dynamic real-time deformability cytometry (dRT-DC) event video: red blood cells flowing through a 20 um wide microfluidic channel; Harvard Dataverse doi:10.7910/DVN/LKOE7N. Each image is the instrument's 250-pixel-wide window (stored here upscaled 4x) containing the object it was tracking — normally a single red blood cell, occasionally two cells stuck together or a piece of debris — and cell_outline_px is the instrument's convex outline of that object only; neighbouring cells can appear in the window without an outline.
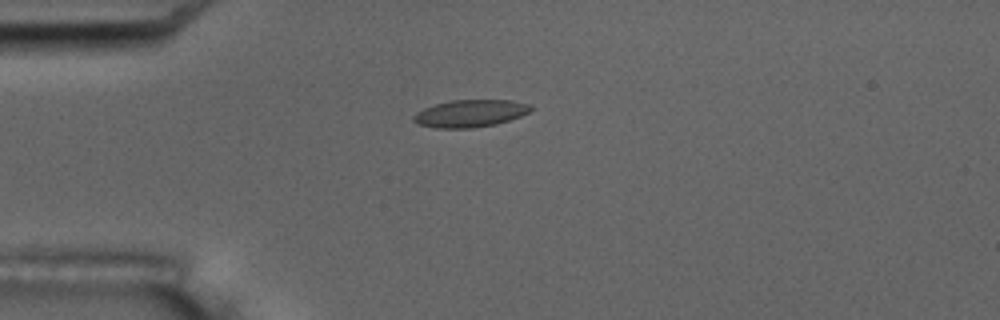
{"species": "common noctule bat (a hibernating species)", "species_latin": "Nyctalus noctula", "temperature_condition": "room temperature", "stored_images_in_passage": 16, "camera_frame_rate_fps": 3000, "um_per_image_px": 0.085, "animal": {"sex": "male", "body_mass_g": 17.5, "forearm_length_mm": 52.3}, "frame": {"image": 1, "passage_image": 5, "time_ms": 4.333, "image_size_px": [1000, 320], "cell_outline_px": [[532, 108], [528, 112], [520, 116], [496, 124], [472, 128], [436, 128], [420, 124], [412, 120], [412, 116], [416, 112], [424, 108], [448, 100], [512, 100], [532, 104]], "centroid_in_image_um": [39.96, 9.63], "position_along_channel_um": 45.0, "area_um2": 18.67}}
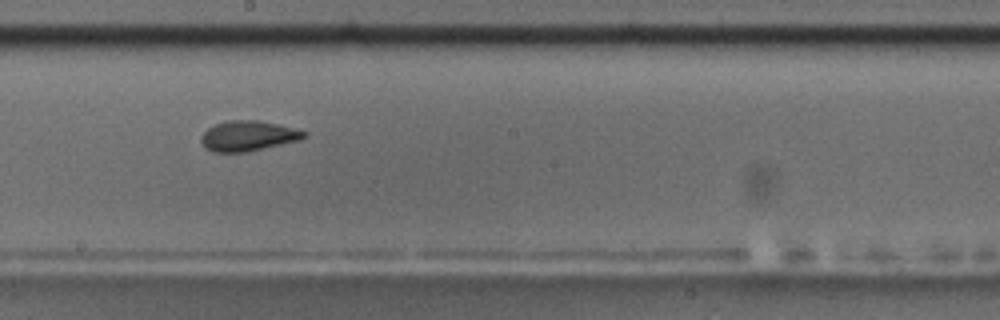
{"frame": {"image": 2, "passage_image": 10, "time_ms": 10.0, "image_size_px": [1000, 320], "cell_outline_px": [[308, 136], [300, 140], [248, 152], [212, 152], [204, 148], [200, 140], [200, 136], [208, 128], [216, 124], [228, 120], [256, 120], [276, 124], [308, 132]], "centroid_in_image_um": [21.07, 11.56], "position_along_channel_um": 227.1, "area_um2": 18.21}, "authors_computed_cell_mechanics": {"area_um2": 18.207, "velocity_mm_per_s": 3.5458, "shape_relaxation_time_tau1_ms": null, "shape_relaxation_time_tau2_ms": 1.8299, "deformation_change_tau1": null, "deformation_change_tau2": 0.0676}}